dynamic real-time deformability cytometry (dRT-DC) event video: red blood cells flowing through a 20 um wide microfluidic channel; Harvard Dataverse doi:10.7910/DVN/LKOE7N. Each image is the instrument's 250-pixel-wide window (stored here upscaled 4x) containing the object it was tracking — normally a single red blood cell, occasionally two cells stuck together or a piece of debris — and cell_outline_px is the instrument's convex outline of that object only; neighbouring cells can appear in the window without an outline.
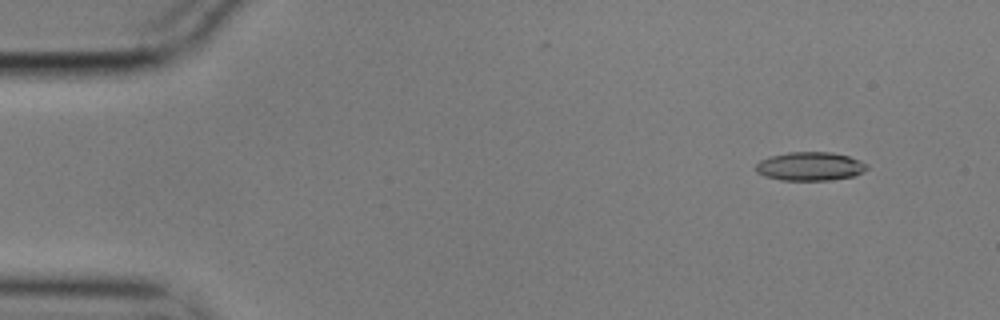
{"species": "common noctule bat (a hibernating species)", "species_latin": "Nyctalus noctula", "temperature_condition": "cold", "stored_images_in_passage": 56, "camera_frame_rate_fps": 3000, "um_per_image_px": 0.085, "animal": {"sex": "male", "body_mass_g": 17.9}, "frame": {"image": 1, "passage_image": 5, "time_ms": 1.333, "image_size_px": [1000, 320], "cell_outline_px": [[868, 168], [856, 176], [828, 180], [780, 180], [764, 176], [756, 172], [756, 164], [760, 160], [768, 156], [788, 152], [832, 152], [848, 156], [860, 160], [868, 164]], "centroid_in_image_um": [68.85, 14.13], "position_along_channel_um": 16.2, "area_um2": 18.73}}
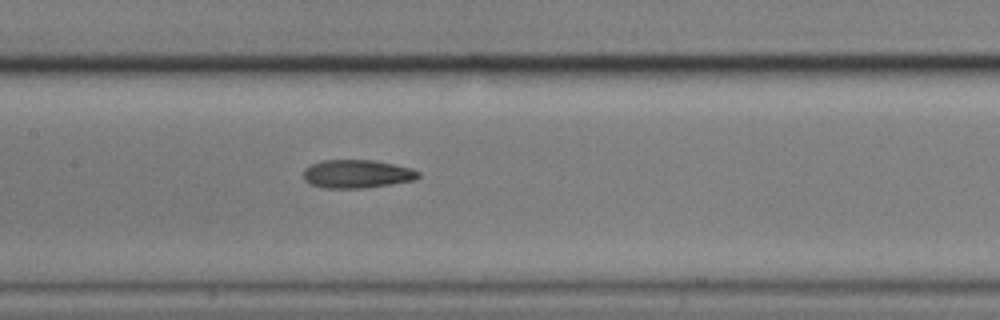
{"frame": {"image": 2, "passage_image": 27, "time_ms": 8.667, "image_size_px": [1000, 320], "cell_outline_px": [[420, 176], [416, 180], [392, 184], [364, 188], [320, 188], [304, 180], [304, 168], [312, 164], [324, 160], [372, 160], [392, 164], [408, 168], [420, 172]], "centroid_in_image_um": [30.33, 14.79], "position_along_channel_um": 177.1, "area_um2": 18.9}}
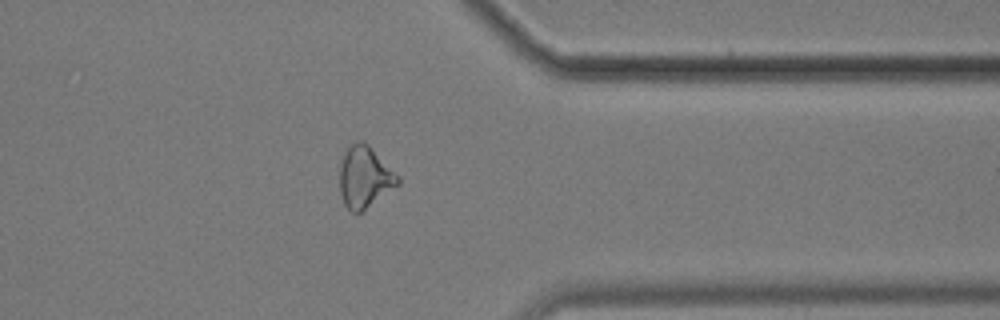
{"frame": {"image": 3, "passage_image": 45, "time_ms": 14.667, "image_size_px": [1000, 320], "cell_outline_px": [[400, 184], [356, 216], [344, 204], [340, 192], [340, 164], [344, 152], [348, 144], [360, 140], [368, 144], [400, 176]], "centroid_in_image_um": [31.0, 15.05], "position_along_channel_um": 380.4, "area_um2": 21.15}, "authors_computed_cell_mechanics": {"area_um2": 18.8717, "velocity_mm_per_s": 3.5289, "shape_relaxation_time_tau1_ms": 8.9591, "shape_relaxation_time_tau2_ms": 4.2421, "deformation_change_tau1": 0.2344, "deformation_change_tau2": 0.1312}}